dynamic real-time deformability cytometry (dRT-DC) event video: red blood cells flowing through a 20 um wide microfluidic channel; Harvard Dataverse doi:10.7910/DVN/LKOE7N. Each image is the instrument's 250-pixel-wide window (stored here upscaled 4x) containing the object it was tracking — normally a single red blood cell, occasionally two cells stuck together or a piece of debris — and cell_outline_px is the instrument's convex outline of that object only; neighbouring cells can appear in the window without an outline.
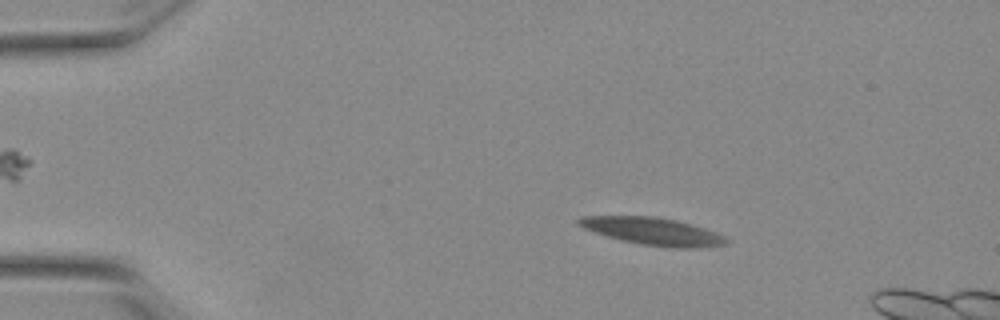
{"species": "Egyptian fruit bat (a non-hibernating species)", "species_latin": "Rousettus aegyptiacus", "temperature_condition": "warm", "stored_images_in_passage": 45, "camera_frame_rate_fps": 3000, "um_per_image_px": 0.085, "animal": {"sex": "female"}, "frame": {"image": 1, "passage_image": 10, "time_ms": 3.0, "image_size_px": [1000, 320], "cell_outline_px": [[728, 240], [724, 244], [688, 248], [644, 244], [624, 240], [608, 236], [584, 228], [576, 224], [576, 220], [580, 216], [656, 216], [676, 220], [692, 224], [716, 232], [724, 236]], "centroid_in_image_um": [55.45, 19.62], "position_along_channel_um": 29.6, "area_um2": 22.95}}
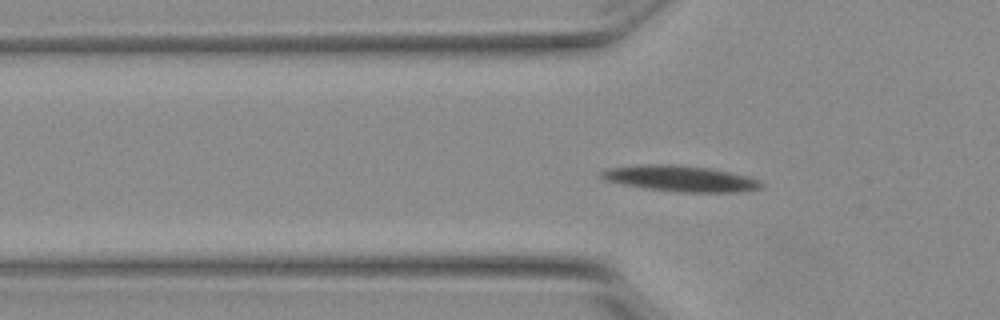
{"frame": {"image": 2, "passage_image": 19, "time_ms": 6.0, "image_size_px": [1000, 320], "cell_outline_px": [[760, 188], [736, 192], [684, 192], [648, 188], [624, 184], [608, 180], [600, 176], [600, 172], [608, 168], [640, 164], [680, 164], [712, 168], [744, 176], [756, 180], [760, 184]], "centroid_in_image_um": [57.78, 15.15], "position_along_channel_um": 68.0, "area_um2": 23.64}, "authors_computed_cell_mechanics": {"area_um2": 21.7328, "velocity_mm_per_s": 3.8402, "shape_relaxation_time_tau1_ms": 2.6536, "shape_relaxation_time_tau2_ms": 0.9948, "deformation_change_tau1": 0.1939, "deformation_change_tau2": 0.0744}}